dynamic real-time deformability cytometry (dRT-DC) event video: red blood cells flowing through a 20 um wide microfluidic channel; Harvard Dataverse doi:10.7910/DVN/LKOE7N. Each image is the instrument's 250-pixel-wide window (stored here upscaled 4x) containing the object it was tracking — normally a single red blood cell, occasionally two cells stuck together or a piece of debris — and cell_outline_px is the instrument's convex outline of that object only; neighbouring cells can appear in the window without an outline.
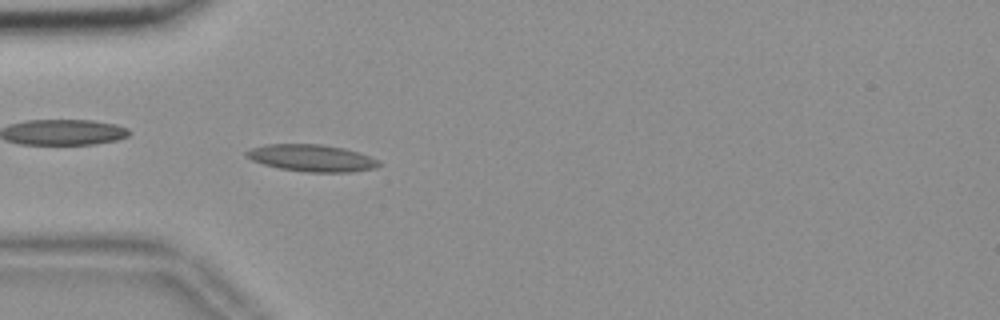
{"species": "common noctule bat (a hibernating species)", "species_latin": "Nyctalus noctula", "temperature_condition": "room temperature", "stored_images_in_passage": 55, "camera_frame_rate_fps": 3000, "um_per_image_px": 0.085, "animal": {"sex": "female", "body_mass_g": 18.4}, "frame": {"image": 1, "passage_image": 16, "time_ms": 5.0, "image_size_px": [1000, 320], "cell_outline_px": [[380, 164], [376, 168], [352, 172], [304, 172], [280, 168], [264, 164], [252, 160], [244, 152], [252, 148], [264, 144], [320, 144], [344, 148], [360, 152], [380, 160]], "centroid_in_image_um": [26.54, 13.43], "position_along_channel_um": 58.5, "area_um2": 20.87}}
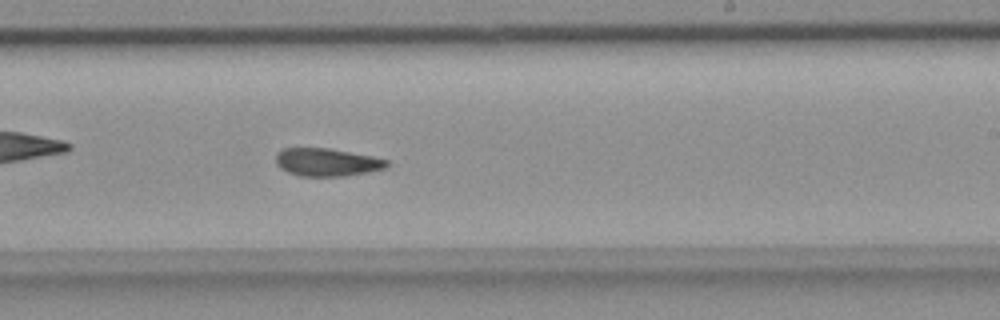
{"frame": {"image": 2, "passage_image": 33, "time_ms": 10.667, "image_size_px": [1000, 320], "cell_outline_px": [[388, 168], [368, 172], [344, 176], [300, 176], [288, 172], [280, 168], [276, 164], [276, 152], [284, 148], [328, 148], [372, 156], [388, 160]], "centroid_in_image_um": [27.78, 13.79], "position_along_channel_um": 261.2, "area_um2": 18.09}}
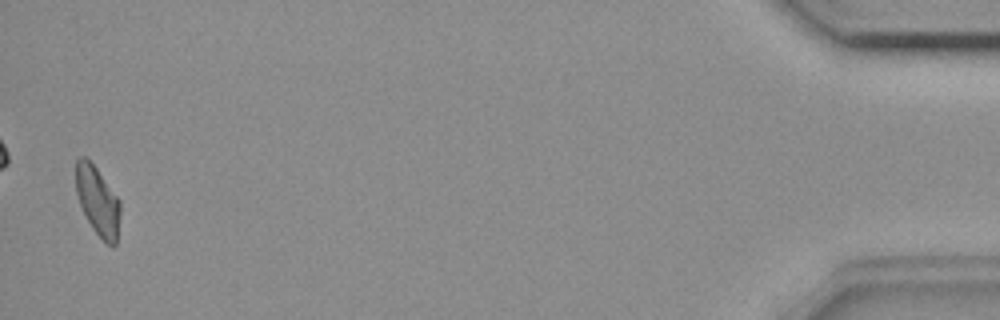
{"frame": {"image": 3, "passage_image": 54, "time_ms": 17.667, "image_size_px": [1000, 320], "cell_outline_px": [[120, 212], [116, 244], [112, 248], [92, 228], [80, 204], [76, 192], [76, 160], [80, 156], [84, 156], [96, 168], [120, 200]], "centroid_in_image_um": [8.31, 17.08], "position_along_channel_um": 426.9, "area_um2": 17.51}, "authors_computed_cell_mechanics": {"area_um2": 18.785, "velocity_mm_per_s": 3.6519, "shape_relaxation_time_tau1_ms": null, "shape_relaxation_time_tau2_ms": 5.3414, "deformation_change_tau1": null, "deformation_change_tau2": 0.1192}}